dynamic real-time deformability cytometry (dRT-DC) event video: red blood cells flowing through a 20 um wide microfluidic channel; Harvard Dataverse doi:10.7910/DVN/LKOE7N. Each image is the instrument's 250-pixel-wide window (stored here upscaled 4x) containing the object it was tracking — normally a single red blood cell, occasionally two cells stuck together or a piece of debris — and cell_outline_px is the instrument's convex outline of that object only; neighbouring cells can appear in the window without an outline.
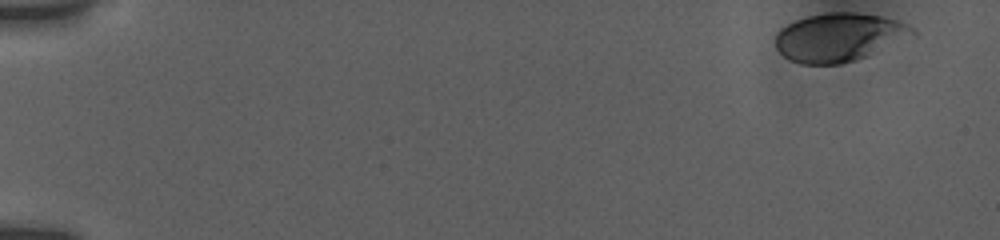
{"species": "human", "species_latin": "Homo sapiens", "temperature_condition": "room temperature", "stored_images_in_passage": 9, "camera_frame_rate_fps": 3000, "um_per_image_px": 0.085, "donor": {"sex": "female"}, "frame": {"image": 1, "passage_image": 1, "time_ms": 0.0, "image_size_px": [1000, 240], "cell_outline_px": [[916, 36], [868, 56], [840, 64], [800, 64], [788, 60], [776, 48], [776, 32], [780, 28], [796, 20], [808, 16], [828, 12], [856, 12], [880, 16], [896, 20], [908, 24], [916, 32]], "centroid_in_image_um": [71.35, 3.17], "position_along_channel_um": 13.7, "area_um2": 38.96}}
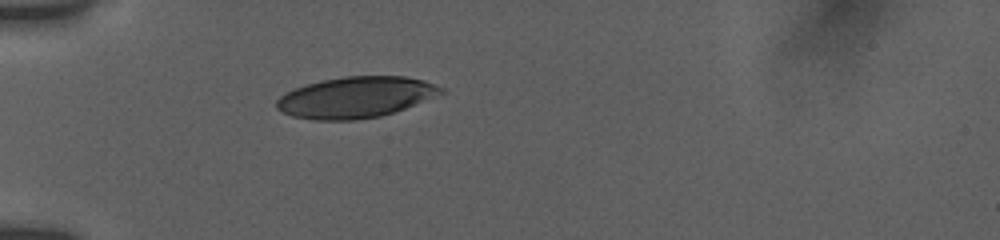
{"frame": {"image": 2, "passage_image": 8, "time_ms": 4.667, "image_size_px": [1000, 240], "cell_outline_px": [[444, 92], [404, 108], [380, 116], [356, 120], [312, 120], [292, 116], [280, 112], [276, 108], [276, 100], [284, 92], [308, 84], [324, 80], [344, 76], [404, 76], [424, 80], [444, 88]], "centroid_in_image_um": [30.18, 8.27], "position_along_channel_um": 54.8, "area_um2": 39.13}}